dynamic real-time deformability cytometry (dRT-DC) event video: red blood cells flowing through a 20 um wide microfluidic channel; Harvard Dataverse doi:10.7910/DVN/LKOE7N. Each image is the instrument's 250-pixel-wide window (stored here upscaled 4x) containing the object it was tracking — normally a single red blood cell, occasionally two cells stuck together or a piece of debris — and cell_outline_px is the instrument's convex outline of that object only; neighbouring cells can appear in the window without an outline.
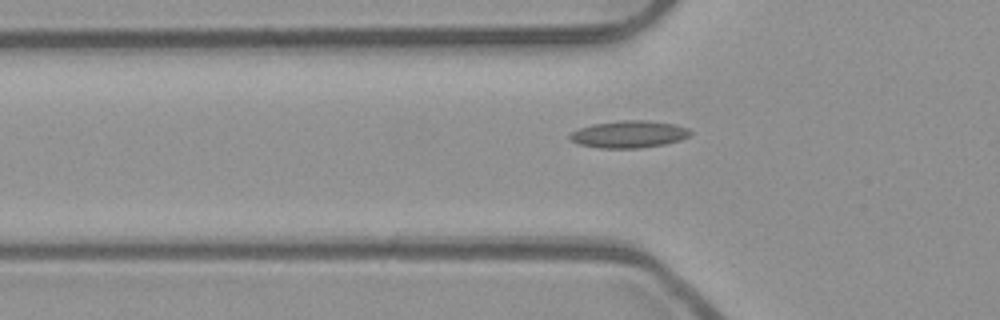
{"species": "common noctule bat (a hibernating species)", "species_latin": "Nyctalus noctula", "temperature_condition": "room temperature", "stored_images_in_passage": 36, "camera_frame_rate_fps": 3000, "um_per_image_px": 0.085, "animal": {"sex": "male", "body_mass_g": 23.1, "forearm_length_mm": 52.7}, "frame": {"image": 1, "passage_image": 5, "time_ms": 1.333, "image_size_px": [1000, 320], "cell_outline_px": [[692, 132], [688, 136], [680, 140], [664, 144], [640, 148], [600, 148], [580, 144], [572, 140], [568, 136], [572, 132], [580, 128], [592, 124], [620, 120], [648, 120], [676, 124], [688, 128]], "centroid_in_image_um": [53.48, 11.4], "position_along_channel_um": 72.3, "area_um2": 19.02}}
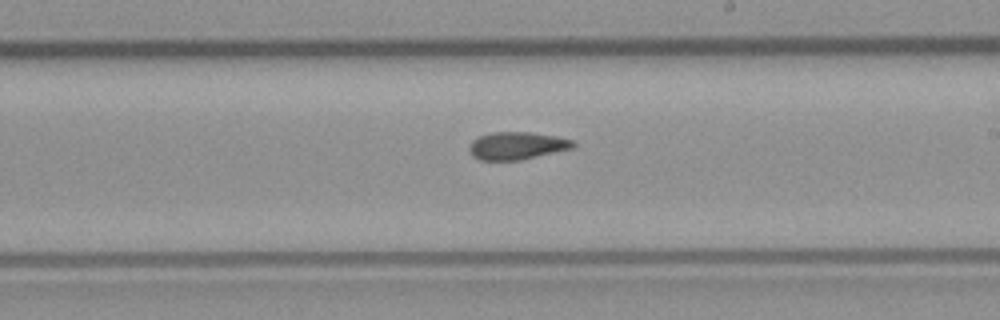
{"frame": {"image": 2, "passage_image": 18, "time_ms": 5.667, "image_size_px": [1000, 320], "cell_outline_px": [[576, 144], [572, 148], [520, 160], [480, 160], [472, 156], [468, 148], [472, 140], [480, 136], [492, 132], [528, 132], [556, 136], [572, 140]], "centroid_in_image_um": [43.9, 12.38], "position_along_channel_um": 245.1, "area_um2": 16.59}}
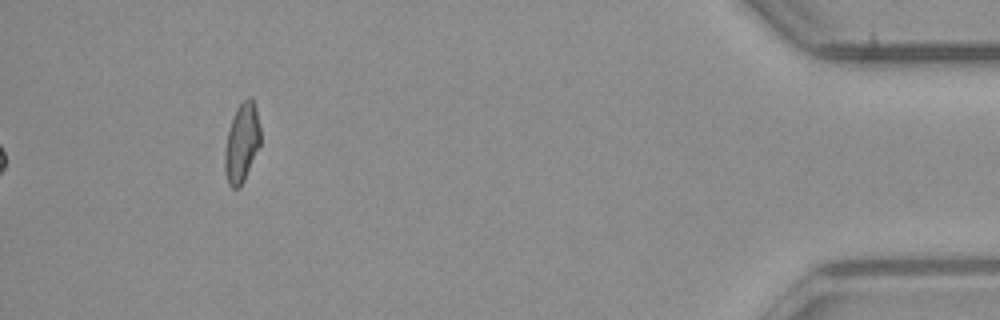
{"frame": {"image": 3, "passage_image": 36, "time_ms": 11.667, "image_size_px": [1000, 320], "cell_outline_px": [[260, 144], [244, 180], [240, 188], [232, 188], [228, 184], [224, 168], [224, 152], [228, 132], [236, 108], [248, 96], [252, 96], [256, 108], [260, 128]], "centroid_in_image_um": [20.55, 12.14], "position_along_channel_um": 414.7, "area_um2": 16.36}, "authors_computed_cell_mechanics": {"area_um2": 16.762, "velocity_mm_per_s": 3.952, "shape_relaxation_time_tau1_ms": null, "shape_relaxation_time_tau2_ms": 3.7066, "deformation_change_tau1": null, "deformation_change_tau2": 0.1078}}